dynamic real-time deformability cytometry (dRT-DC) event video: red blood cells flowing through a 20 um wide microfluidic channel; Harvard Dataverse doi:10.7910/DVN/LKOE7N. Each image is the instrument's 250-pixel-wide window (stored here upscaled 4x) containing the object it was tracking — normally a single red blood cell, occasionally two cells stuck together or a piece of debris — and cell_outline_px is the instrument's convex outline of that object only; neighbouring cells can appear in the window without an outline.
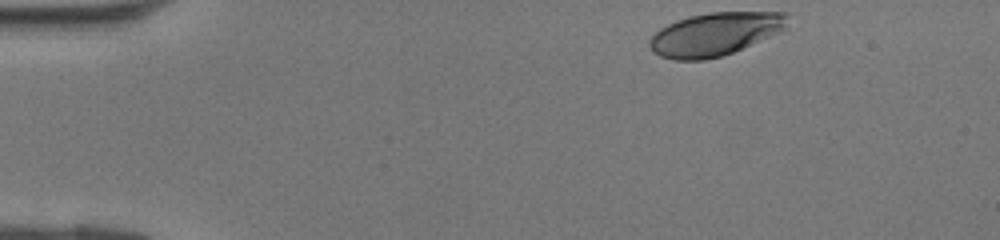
{"species": "human", "species_latin": "Homo sapiens", "temperature_condition": "room temperature", "stored_images_in_passage": 37, "camera_frame_rate_fps": 3000, "um_per_image_px": 0.085, "donor": {"sex": "female"}, "frame": {"image": 1, "passage_image": 1, "time_ms": 0.0, "image_size_px": [1000, 240], "cell_outline_px": [[788, 28], [780, 32], [732, 52], [720, 56], [704, 60], [676, 60], [660, 56], [652, 52], [648, 44], [648, 40], [660, 28], [676, 20], [688, 16], [708, 12], [784, 12], [788, 16]], "centroid_in_image_um": [60.76, 2.89], "position_along_channel_um": 24.2, "area_um2": 34.74}}
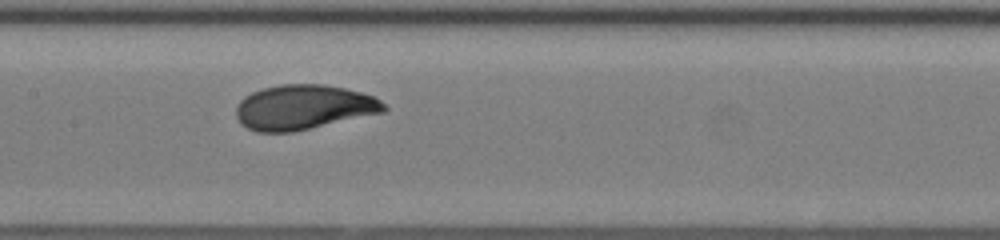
{"frame": {"image": 2, "passage_image": 16, "time_ms": 5.0, "image_size_px": [1000, 240], "cell_outline_px": [[388, 108], [384, 112], [292, 132], [256, 132], [240, 124], [236, 116], [236, 104], [244, 96], [252, 92], [264, 88], [280, 84], [324, 84], [344, 88], [360, 92], [372, 96], [380, 100]], "centroid_in_image_um": [25.77, 9.11], "position_along_channel_um": 181.6, "area_um2": 38.55}}
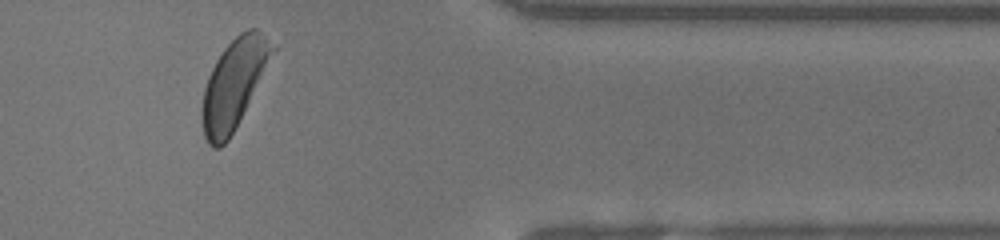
{"frame": {"image": 3, "passage_image": 30, "time_ms": 9.667, "image_size_px": [1000, 240], "cell_outline_px": [[276, 48], [228, 140], [220, 148], [212, 148], [208, 144], [204, 136], [200, 112], [204, 88], [208, 76], [216, 60], [224, 48], [240, 32], [248, 28], [256, 28], [276, 44]], "centroid_in_image_um": [19.84, 7.12], "position_along_channel_um": 391.6, "area_um2": 35.84}}